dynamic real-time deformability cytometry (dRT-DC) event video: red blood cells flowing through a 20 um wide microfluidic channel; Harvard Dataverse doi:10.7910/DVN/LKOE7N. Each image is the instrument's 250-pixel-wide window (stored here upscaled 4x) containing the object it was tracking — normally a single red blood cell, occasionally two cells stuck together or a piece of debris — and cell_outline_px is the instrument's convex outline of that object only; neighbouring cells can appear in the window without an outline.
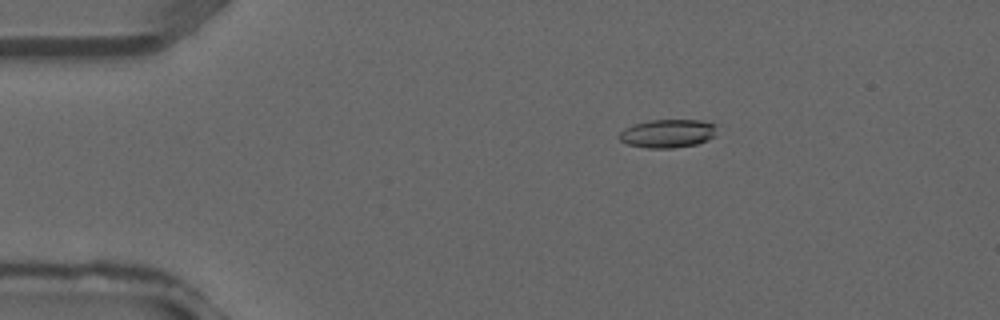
{"species": "common noctule bat (a hibernating species)", "species_latin": "Nyctalus noctula", "temperature_condition": "warm", "stored_images_in_passage": 34, "camera_frame_rate_fps": 3000, "um_per_image_px": 0.085, "animal": {"sex": "male", "forearm_length_mm": 52.5}, "frame": {"image": 1, "passage_image": 7, "time_ms": 2.0, "image_size_px": [1000, 320], "cell_outline_px": [[716, 136], [708, 140], [696, 144], [672, 148], [648, 148], [628, 144], [620, 140], [620, 132], [624, 128], [632, 124], [648, 120], [700, 120], [716, 124]], "centroid_in_image_um": [56.78, 11.34], "position_along_channel_um": 28.2, "area_um2": 16.24}}
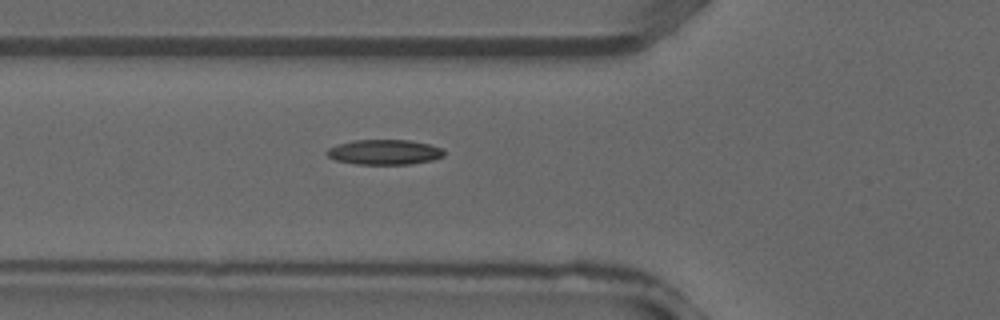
{"frame": {"image": 2, "passage_image": 14, "time_ms": 4.333, "image_size_px": [1000, 320], "cell_outline_px": [[444, 156], [432, 160], [412, 164], [356, 164], [336, 160], [328, 156], [324, 152], [328, 148], [352, 140], [408, 140], [428, 144], [444, 148]], "centroid_in_image_um": [32.69, 12.93], "position_along_channel_um": 93.1, "area_um2": 17.11}}
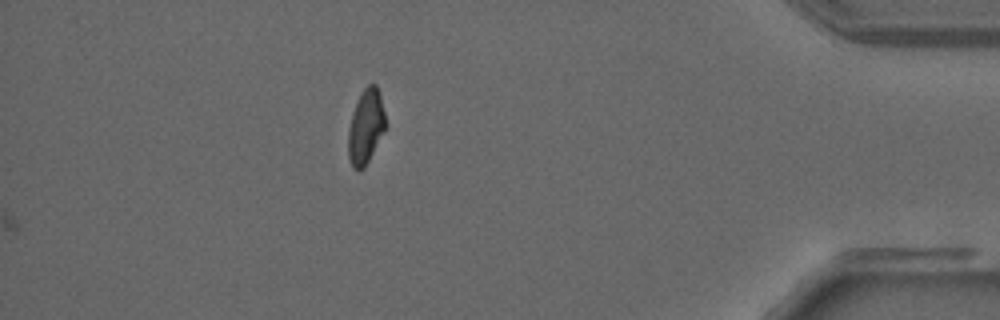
{"frame": {"image": 3, "passage_image": 34, "time_ms": 11.0, "image_size_px": [1000, 320], "cell_outline_px": [[388, 124], [384, 132], [364, 168], [360, 172], [356, 172], [352, 168], [348, 156], [348, 132], [352, 116], [360, 92], [368, 84], [376, 84], [380, 92]], "centroid_in_image_um": [31.12, 10.78], "position_along_channel_um": 404.1, "area_um2": 16.53}}